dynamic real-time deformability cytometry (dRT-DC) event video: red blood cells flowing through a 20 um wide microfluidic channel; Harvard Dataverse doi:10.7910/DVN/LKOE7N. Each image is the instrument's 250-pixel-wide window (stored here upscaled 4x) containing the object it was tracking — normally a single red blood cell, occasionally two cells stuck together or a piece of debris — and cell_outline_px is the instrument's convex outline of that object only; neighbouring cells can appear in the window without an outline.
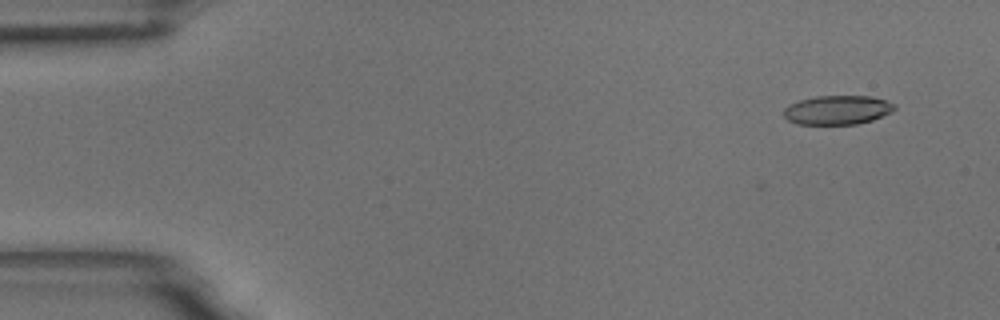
{"species": "common noctule bat (a hibernating species)", "species_latin": "Nyctalus noctula", "temperature_condition": "room temperature", "stored_images_in_passage": 53, "camera_frame_rate_fps": 3000, "um_per_image_px": 0.085, "animal": {"sex": "male", "body_mass_g": 18.8}, "frame": {"image": 1, "passage_image": 1, "time_ms": 0.0, "image_size_px": [1000, 320], "cell_outline_px": [[896, 108], [892, 112], [872, 120], [856, 124], [796, 124], [788, 120], [784, 116], [784, 108], [800, 100], [816, 96], [868, 96], [884, 100], [896, 104]], "centroid_in_image_um": [71.19, 9.35], "position_along_channel_um": 13.8, "area_um2": 18.67}}
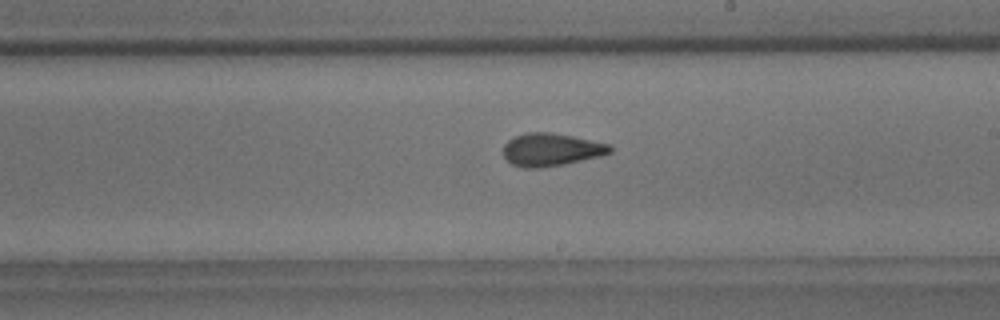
{"frame": {"image": 2, "passage_image": 29, "time_ms": 9.333, "image_size_px": [1000, 320], "cell_outline_px": [[612, 152], [600, 156], [564, 164], [540, 168], [520, 168], [512, 164], [504, 156], [504, 144], [508, 140], [516, 136], [528, 132], [548, 132], [572, 136], [612, 144]], "centroid_in_image_um": [46.86, 12.72], "position_along_channel_um": 242.1, "area_um2": 20.4}}
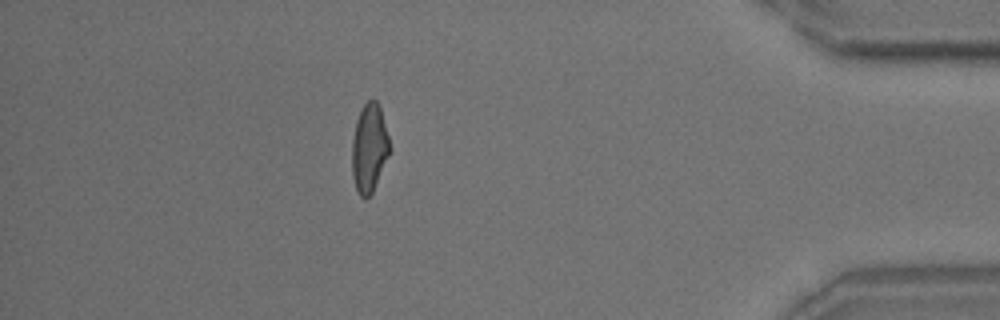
{"frame": {"image": 3, "passage_image": 46, "time_ms": 15.0, "image_size_px": [1000, 320], "cell_outline_px": [[392, 148], [372, 192], [364, 200], [356, 192], [352, 176], [352, 140], [356, 120], [364, 104], [372, 96], [376, 100], [380, 108]], "centroid_in_image_um": [31.38, 12.59], "position_along_channel_um": 403.8, "area_um2": 19.59}, "authors_computed_cell_mechanics": {"area_um2": 19.8832, "velocity_mm_per_s": 3.634, "shape_relaxation_time_tau1_ms": 8.399, "shape_relaxation_time_tau2_ms": 1.7912, "deformation_change_tau1": 0.1995, "deformation_change_tau2": 0.0914}}